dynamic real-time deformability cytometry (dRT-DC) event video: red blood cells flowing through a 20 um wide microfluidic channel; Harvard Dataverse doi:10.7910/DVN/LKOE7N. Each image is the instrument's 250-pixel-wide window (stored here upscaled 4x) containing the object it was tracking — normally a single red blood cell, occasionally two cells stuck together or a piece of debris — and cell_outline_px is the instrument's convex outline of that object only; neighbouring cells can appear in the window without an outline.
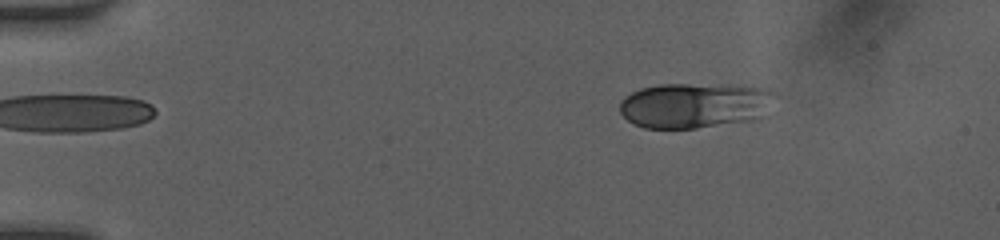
{"species": "human", "species_latin": "Homo sapiens", "temperature_condition": "room temperature", "stored_images_in_passage": 49, "camera_frame_rate_fps": 3000, "um_per_image_px": 0.085, "donor": {"sex": "female"}, "frame": {"image": 1, "passage_image": 7, "time_ms": 2.0, "image_size_px": [1000, 240], "cell_outline_px": [[780, 96], [764, 116], [760, 120], [696, 128], [644, 128], [628, 120], [620, 112], [620, 104], [632, 92], [640, 88], [660, 84], [688, 84], [768, 88], [776, 92]], "centroid_in_image_um": [59.17, 8.97], "position_along_channel_um": 25.8, "area_um2": 41.38}}
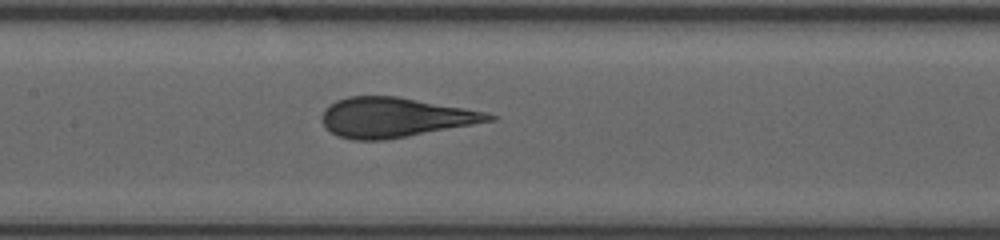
{"frame": {"image": 2, "passage_image": 24, "time_ms": 7.667, "image_size_px": [1000, 240], "cell_outline_px": [[500, 116], [496, 120], [408, 136], [384, 140], [352, 140], [336, 136], [324, 124], [320, 116], [324, 108], [336, 100], [348, 96], [396, 96], [488, 112]], "centroid_in_image_um": [33.57, 9.98], "position_along_channel_um": 173.8, "area_um2": 38.73}}
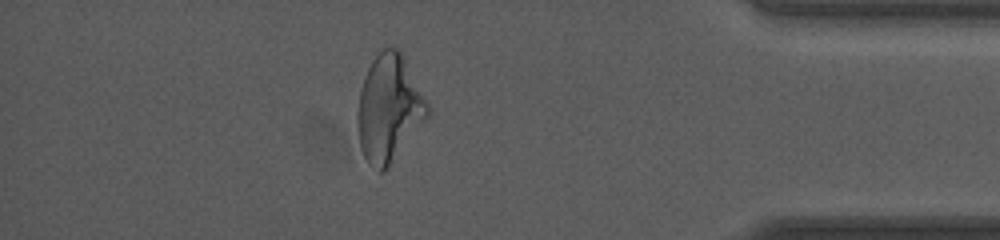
{"frame": {"image": 3, "passage_image": 43, "time_ms": 14.0, "image_size_px": [1000, 240], "cell_outline_px": [[428, 116], [388, 164], [380, 172], [368, 164], [360, 148], [356, 124], [356, 116], [360, 92], [368, 68], [372, 60], [384, 48], [396, 48], [400, 52], [428, 104]], "centroid_in_image_um": [33.01, 9.21], "position_along_channel_um": 402.2, "area_um2": 42.14}, "authors_computed_cell_mechanics": {"area_um2": 39.7664, "velocity_mm_per_s": 4.1151, "shape_relaxation_time_tau1_ms": 4.7286, "shape_relaxation_time_tau2_ms": null, "deformation_change_tau1": 0.1429, "deformation_change_tau2": null}}